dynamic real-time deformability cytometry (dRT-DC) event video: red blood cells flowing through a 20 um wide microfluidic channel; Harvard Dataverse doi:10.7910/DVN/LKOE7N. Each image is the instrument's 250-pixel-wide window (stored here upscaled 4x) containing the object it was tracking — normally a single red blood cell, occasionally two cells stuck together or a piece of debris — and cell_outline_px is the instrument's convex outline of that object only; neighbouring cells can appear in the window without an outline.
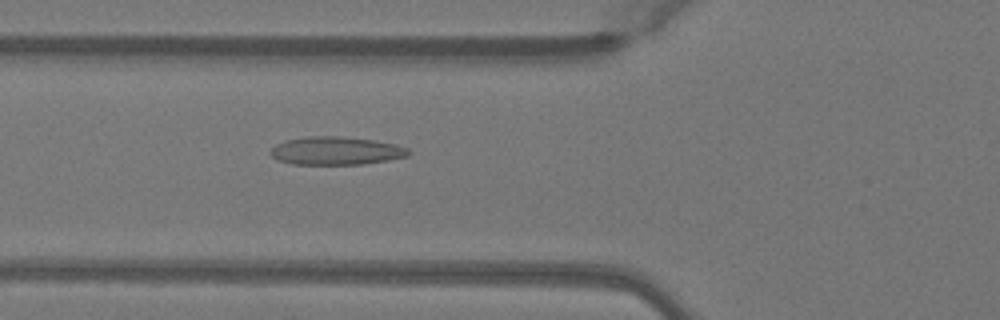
{"species": "Egyptian fruit bat (a non-hibernating species)", "species_latin": "Rousettus aegyptiacus", "temperature_condition": "warm", "stored_images_in_passage": 51, "camera_frame_rate_fps": 3000, "um_per_image_px": 0.085, "animal": {"sex": "female"}, "frame": {"image": 1, "passage_image": 19, "time_ms": 6.0, "image_size_px": [1000, 320], "cell_outline_px": [[408, 156], [388, 160], [364, 164], [292, 164], [276, 160], [268, 152], [276, 144], [284, 140], [308, 136], [336, 136], [372, 140], [396, 144], [408, 148]], "centroid_in_image_um": [28.51, 12.82], "position_along_channel_um": 97.3, "area_um2": 22.6}}
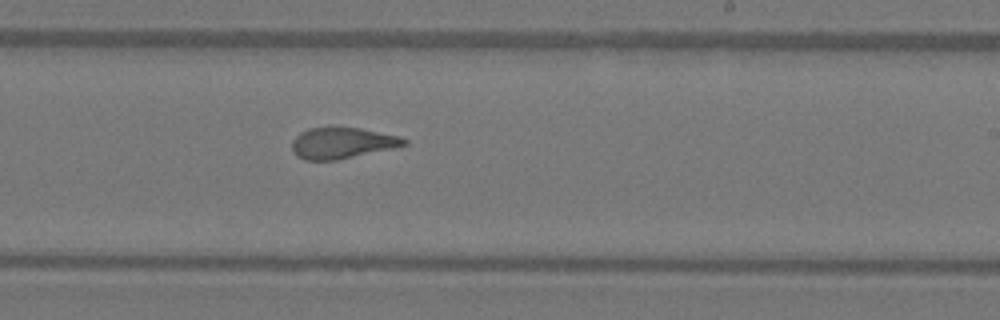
{"frame": {"image": 2, "passage_image": 31, "time_ms": 10.0, "image_size_px": [1000, 320], "cell_outline_px": [[408, 144], [392, 148], [336, 160], [304, 160], [296, 156], [292, 152], [292, 140], [300, 132], [308, 128], [360, 128], [400, 136], [408, 140]], "centroid_in_image_um": [29.05, 12.16], "position_along_channel_um": 259.9, "area_um2": 20.17}}
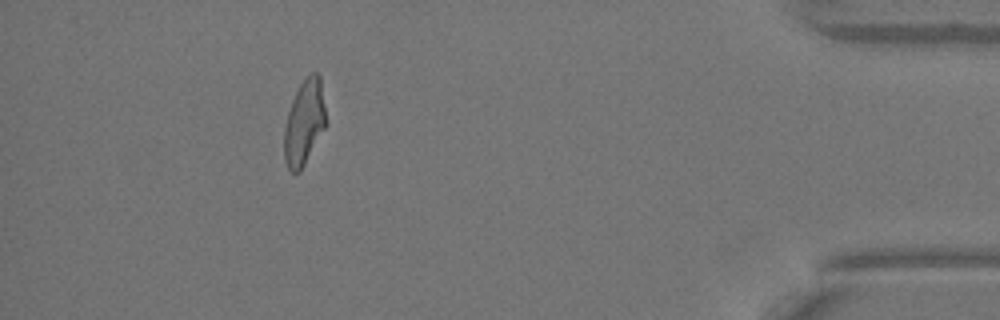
{"frame": {"image": 3, "passage_image": 46, "time_ms": 15.0, "image_size_px": [1000, 320], "cell_outline_px": [[324, 128], [300, 172], [292, 172], [288, 168], [284, 160], [284, 128], [288, 112], [292, 100], [300, 84], [312, 72], [316, 72], [320, 76], [324, 108]], "centroid_in_image_um": [25.83, 10.43], "position_along_channel_um": 409.4, "area_um2": 20.11}, "authors_computed_cell_mechanics": {"area_um2": 21.7906, "velocity_mm_per_s": 4.0629, "shape_relaxation_time_tau1_ms": null, "shape_relaxation_time_tau2_ms": 1.2016, "deformation_change_tau1": null, "deformation_change_tau2": 0.0888}}